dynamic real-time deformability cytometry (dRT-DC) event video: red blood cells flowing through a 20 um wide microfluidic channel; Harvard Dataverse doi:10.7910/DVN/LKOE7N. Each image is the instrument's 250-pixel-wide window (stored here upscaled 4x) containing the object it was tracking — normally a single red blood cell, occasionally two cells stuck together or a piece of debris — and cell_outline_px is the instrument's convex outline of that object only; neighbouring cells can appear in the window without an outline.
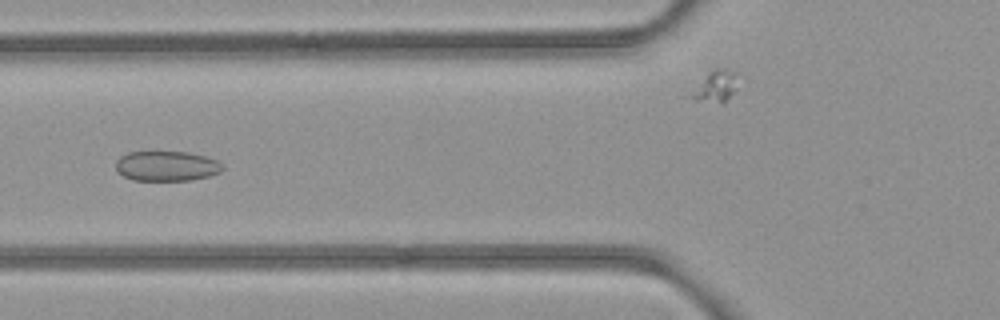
{"species": "common noctule bat (a hibernating species)", "species_latin": "Nyctalus noctula", "temperature_condition": "room temperature", "stored_images_in_passage": 53, "camera_frame_rate_fps": 3000, "um_per_image_px": 0.085, "animal": {"sex": "female", "body_mass_g": 21.9}, "frame": {"image": 1, "passage_image": 21, "time_ms": 6.667, "image_size_px": [1000, 320], "cell_outline_px": [[224, 168], [220, 172], [208, 176], [192, 180], [132, 180], [116, 172], [116, 160], [120, 156], [128, 152], [188, 152], [204, 156], [216, 160], [224, 164]], "centroid_in_image_um": [14.15, 14.11], "position_along_channel_um": 111.6, "area_um2": 18.73}}
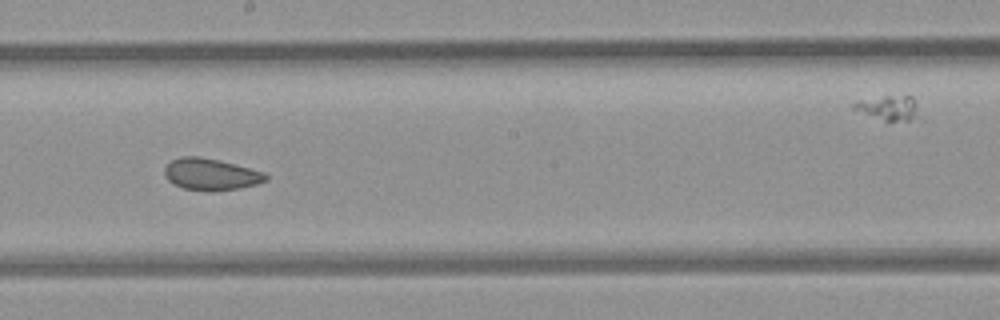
{"frame": {"image": 2, "passage_image": 30, "time_ms": 9.667, "image_size_px": [1000, 320], "cell_outline_px": [[268, 180], [256, 184], [240, 188], [212, 192], [184, 188], [168, 180], [164, 176], [164, 168], [172, 160], [180, 156], [200, 156], [220, 160], [236, 164], [264, 172], [268, 176]], "centroid_in_image_um": [17.93, 14.81], "position_along_channel_um": 230.3, "area_um2": 18.84}}
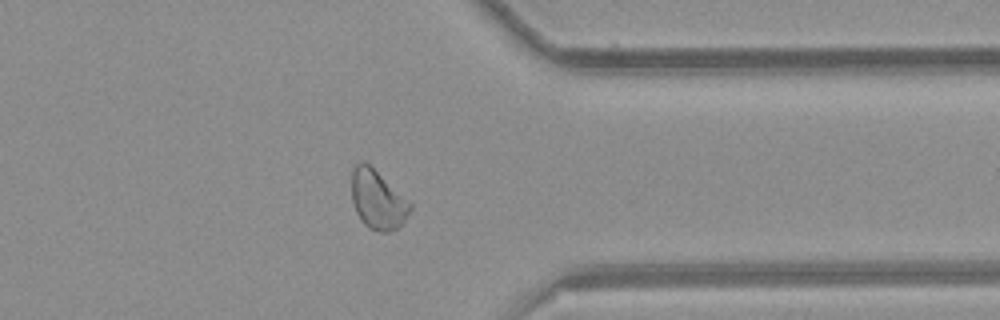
{"frame": {"image": 3, "passage_image": 42, "time_ms": 13.667, "image_size_px": [1000, 320], "cell_outline_px": [[412, 208], [400, 228], [392, 232], [380, 232], [368, 228], [360, 220], [356, 212], [352, 200], [352, 168], [356, 164], [368, 164], [412, 204]], "centroid_in_image_um": [32.1, 17.05], "position_along_channel_um": 379.3, "area_um2": 19.88}, "authors_computed_cell_mechanics": {"area_um2": 21.2704, "velocity_mm_per_s": 3.941, "shape_relaxation_time_tau1_ms": null, "shape_relaxation_time_tau2_ms": 1.7872, "deformation_change_tau1": null, "deformation_change_tau2": 0.0712}}